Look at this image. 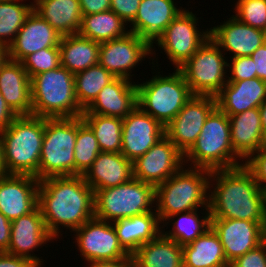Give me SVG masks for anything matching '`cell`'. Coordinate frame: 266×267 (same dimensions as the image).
Masks as SVG:
<instances>
[{
	"instance_id": "7",
	"label": "cell",
	"mask_w": 266,
	"mask_h": 267,
	"mask_svg": "<svg viewBox=\"0 0 266 267\" xmlns=\"http://www.w3.org/2000/svg\"><path fill=\"white\" fill-rule=\"evenodd\" d=\"M136 86L137 105L164 127L194 96L178 69L168 76L155 74L143 84L137 82Z\"/></svg>"
},
{
	"instance_id": "32",
	"label": "cell",
	"mask_w": 266,
	"mask_h": 267,
	"mask_svg": "<svg viewBox=\"0 0 266 267\" xmlns=\"http://www.w3.org/2000/svg\"><path fill=\"white\" fill-rule=\"evenodd\" d=\"M100 43L79 33L61 37L60 65L75 74L98 64Z\"/></svg>"
},
{
	"instance_id": "34",
	"label": "cell",
	"mask_w": 266,
	"mask_h": 267,
	"mask_svg": "<svg viewBox=\"0 0 266 267\" xmlns=\"http://www.w3.org/2000/svg\"><path fill=\"white\" fill-rule=\"evenodd\" d=\"M198 210L199 209L181 212L168 217L165 222H163V225H161L162 229L165 225H168L170 219L172 221L177 216V218H175L176 220L172 223V229L169 230V232H164L162 230V234L166 238L174 240L180 246L190 244L210 227V210H207V212L205 211V216H203L202 219L199 218L200 215H197Z\"/></svg>"
},
{
	"instance_id": "1",
	"label": "cell",
	"mask_w": 266,
	"mask_h": 267,
	"mask_svg": "<svg viewBox=\"0 0 266 267\" xmlns=\"http://www.w3.org/2000/svg\"><path fill=\"white\" fill-rule=\"evenodd\" d=\"M38 207L56 239L62 232L59 226L73 232L94 217V190L82 175L48 177L39 182Z\"/></svg>"
},
{
	"instance_id": "41",
	"label": "cell",
	"mask_w": 266,
	"mask_h": 267,
	"mask_svg": "<svg viewBox=\"0 0 266 267\" xmlns=\"http://www.w3.org/2000/svg\"><path fill=\"white\" fill-rule=\"evenodd\" d=\"M254 61L250 56H241L231 58V62L228 63L230 77L228 81H242L256 78V70L254 67Z\"/></svg>"
},
{
	"instance_id": "11",
	"label": "cell",
	"mask_w": 266,
	"mask_h": 267,
	"mask_svg": "<svg viewBox=\"0 0 266 267\" xmlns=\"http://www.w3.org/2000/svg\"><path fill=\"white\" fill-rule=\"evenodd\" d=\"M197 20L196 14L185 8L154 42L164 50L175 69H179L210 38V29L198 30Z\"/></svg>"
},
{
	"instance_id": "17",
	"label": "cell",
	"mask_w": 266,
	"mask_h": 267,
	"mask_svg": "<svg viewBox=\"0 0 266 267\" xmlns=\"http://www.w3.org/2000/svg\"><path fill=\"white\" fill-rule=\"evenodd\" d=\"M165 136V127L138 105L123 119L121 153L131 162Z\"/></svg>"
},
{
	"instance_id": "16",
	"label": "cell",
	"mask_w": 266,
	"mask_h": 267,
	"mask_svg": "<svg viewBox=\"0 0 266 267\" xmlns=\"http://www.w3.org/2000/svg\"><path fill=\"white\" fill-rule=\"evenodd\" d=\"M210 227L218 235L229 264L266 239V222L211 218Z\"/></svg>"
},
{
	"instance_id": "10",
	"label": "cell",
	"mask_w": 266,
	"mask_h": 267,
	"mask_svg": "<svg viewBox=\"0 0 266 267\" xmlns=\"http://www.w3.org/2000/svg\"><path fill=\"white\" fill-rule=\"evenodd\" d=\"M209 38L178 70L193 95L216 97L228 82V61ZM226 77V78H225Z\"/></svg>"
},
{
	"instance_id": "52",
	"label": "cell",
	"mask_w": 266,
	"mask_h": 267,
	"mask_svg": "<svg viewBox=\"0 0 266 267\" xmlns=\"http://www.w3.org/2000/svg\"><path fill=\"white\" fill-rule=\"evenodd\" d=\"M5 175H7V173L3 160V145H2V136L0 131V177H3Z\"/></svg>"
},
{
	"instance_id": "29",
	"label": "cell",
	"mask_w": 266,
	"mask_h": 267,
	"mask_svg": "<svg viewBox=\"0 0 266 267\" xmlns=\"http://www.w3.org/2000/svg\"><path fill=\"white\" fill-rule=\"evenodd\" d=\"M33 1V10L61 36L79 32L83 17L79 0Z\"/></svg>"
},
{
	"instance_id": "18",
	"label": "cell",
	"mask_w": 266,
	"mask_h": 267,
	"mask_svg": "<svg viewBox=\"0 0 266 267\" xmlns=\"http://www.w3.org/2000/svg\"><path fill=\"white\" fill-rule=\"evenodd\" d=\"M54 238L48 233L44 218L37 206L32 212L11 221L9 248L6 253L23 257L42 267L43 259L31 254ZM42 260V261H41Z\"/></svg>"
},
{
	"instance_id": "20",
	"label": "cell",
	"mask_w": 266,
	"mask_h": 267,
	"mask_svg": "<svg viewBox=\"0 0 266 267\" xmlns=\"http://www.w3.org/2000/svg\"><path fill=\"white\" fill-rule=\"evenodd\" d=\"M210 38L234 57L250 56L266 42V32L241 22L232 15L222 25L210 28Z\"/></svg>"
},
{
	"instance_id": "50",
	"label": "cell",
	"mask_w": 266,
	"mask_h": 267,
	"mask_svg": "<svg viewBox=\"0 0 266 267\" xmlns=\"http://www.w3.org/2000/svg\"><path fill=\"white\" fill-rule=\"evenodd\" d=\"M88 266L89 267H130L131 259L93 261V262H90Z\"/></svg>"
},
{
	"instance_id": "33",
	"label": "cell",
	"mask_w": 266,
	"mask_h": 267,
	"mask_svg": "<svg viewBox=\"0 0 266 267\" xmlns=\"http://www.w3.org/2000/svg\"><path fill=\"white\" fill-rule=\"evenodd\" d=\"M126 25L117 14L107 10L83 16L78 33L87 39L101 43L126 36L130 32L125 28Z\"/></svg>"
},
{
	"instance_id": "5",
	"label": "cell",
	"mask_w": 266,
	"mask_h": 267,
	"mask_svg": "<svg viewBox=\"0 0 266 267\" xmlns=\"http://www.w3.org/2000/svg\"><path fill=\"white\" fill-rule=\"evenodd\" d=\"M237 160L241 159L233 150L229 117L216 106L206 118L196 142L184 154V165L192 162L190 167L214 171L244 165V161Z\"/></svg>"
},
{
	"instance_id": "26",
	"label": "cell",
	"mask_w": 266,
	"mask_h": 267,
	"mask_svg": "<svg viewBox=\"0 0 266 267\" xmlns=\"http://www.w3.org/2000/svg\"><path fill=\"white\" fill-rule=\"evenodd\" d=\"M83 178L94 193L97 190L115 187L133 178V162L121 152H100Z\"/></svg>"
},
{
	"instance_id": "23",
	"label": "cell",
	"mask_w": 266,
	"mask_h": 267,
	"mask_svg": "<svg viewBox=\"0 0 266 267\" xmlns=\"http://www.w3.org/2000/svg\"><path fill=\"white\" fill-rule=\"evenodd\" d=\"M137 107L135 82L115 77L98 94L83 114H99L124 119Z\"/></svg>"
},
{
	"instance_id": "4",
	"label": "cell",
	"mask_w": 266,
	"mask_h": 267,
	"mask_svg": "<svg viewBox=\"0 0 266 267\" xmlns=\"http://www.w3.org/2000/svg\"><path fill=\"white\" fill-rule=\"evenodd\" d=\"M3 160L7 174L31 175L38 179L44 137V118L17 116L1 131Z\"/></svg>"
},
{
	"instance_id": "51",
	"label": "cell",
	"mask_w": 266,
	"mask_h": 267,
	"mask_svg": "<svg viewBox=\"0 0 266 267\" xmlns=\"http://www.w3.org/2000/svg\"><path fill=\"white\" fill-rule=\"evenodd\" d=\"M259 111H260V118L262 121L264 141L266 145V100L259 106Z\"/></svg>"
},
{
	"instance_id": "39",
	"label": "cell",
	"mask_w": 266,
	"mask_h": 267,
	"mask_svg": "<svg viewBox=\"0 0 266 267\" xmlns=\"http://www.w3.org/2000/svg\"><path fill=\"white\" fill-rule=\"evenodd\" d=\"M30 79L40 73L58 68L60 65V48H43L31 53L21 61Z\"/></svg>"
},
{
	"instance_id": "38",
	"label": "cell",
	"mask_w": 266,
	"mask_h": 267,
	"mask_svg": "<svg viewBox=\"0 0 266 267\" xmlns=\"http://www.w3.org/2000/svg\"><path fill=\"white\" fill-rule=\"evenodd\" d=\"M101 152L92 129L77 117V137L74 147L75 175H84Z\"/></svg>"
},
{
	"instance_id": "25",
	"label": "cell",
	"mask_w": 266,
	"mask_h": 267,
	"mask_svg": "<svg viewBox=\"0 0 266 267\" xmlns=\"http://www.w3.org/2000/svg\"><path fill=\"white\" fill-rule=\"evenodd\" d=\"M217 106L229 117L259 106L266 100V82L259 78L228 81L216 96Z\"/></svg>"
},
{
	"instance_id": "21",
	"label": "cell",
	"mask_w": 266,
	"mask_h": 267,
	"mask_svg": "<svg viewBox=\"0 0 266 267\" xmlns=\"http://www.w3.org/2000/svg\"><path fill=\"white\" fill-rule=\"evenodd\" d=\"M61 37L45 19L33 10L7 48L8 58L21 62L29 54L43 48L59 47Z\"/></svg>"
},
{
	"instance_id": "12",
	"label": "cell",
	"mask_w": 266,
	"mask_h": 267,
	"mask_svg": "<svg viewBox=\"0 0 266 267\" xmlns=\"http://www.w3.org/2000/svg\"><path fill=\"white\" fill-rule=\"evenodd\" d=\"M81 257L88 261L131 259L119 244L116 230L111 222L91 218L73 231Z\"/></svg>"
},
{
	"instance_id": "49",
	"label": "cell",
	"mask_w": 266,
	"mask_h": 267,
	"mask_svg": "<svg viewBox=\"0 0 266 267\" xmlns=\"http://www.w3.org/2000/svg\"><path fill=\"white\" fill-rule=\"evenodd\" d=\"M16 117V113L9 108L0 92V131H3L10 126Z\"/></svg>"
},
{
	"instance_id": "40",
	"label": "cell",
	"mask_w": 266,
	"mask_h": 267,
	"mask_svg": "<svg viewBox=\"0 0 266 267\" xmlns=\"http://www.w3.org/2000/svg\"><path fill=\"white\" fill-rule=\"evenodd\" d=\"M234 10L241 22L266 32V0H238Z\"/></svg>"
},
{
	"instance_id": "8",
	"label": "cell",
	"mask_w": 266,
	"mask_h": 267,
	"mask_svg": "<svg viewBox=\"0 0 266 267\" xmlns=\"http://www.w3.org/2000/svg\"><path fill=\"white\" fill-rule=\"evenodd\" d=\"M77 117L44 118V137L38 180L75 175L74 147Z\"/></svg>"
},
{
	"instance_id": "19",
	"label": "cell",
	"mask_w": 266,
	"mask_h": 267,
	"mask_svg": "<svg viewBox=\"0 0 266 267\" xmlns=\"http://www.w3.org/2000/svg\"><path fill=\"white\" fill-rule=\"evenodd\" d=\"M39 182L31 175L0 177V212L10 221L32 212L38 206Z\"/></svg>"
},
{
	"instance_id": "53",
	"label": "cell",
	"mask_w": 266,
	"mask_h": 267,
	"mask_svg": "<svg viewBox=\"0 0 266 267\" xmlns=\"http://www.w3.org/2000/svg\"><path fill=\"white\" fill-rule=\"evenodd\" d=\"M7 59H8L7 47L3 44H0V67Z\"/></svg>"
},
{
	"instance_id": "3",
	"label": "cell",
	"mask_w": 266,
	"mask_h": 267,
	"mask_svg": "<svg viewBox=\"0 0 266 267\" xmlns=\"http://www.w3.org/2000/svg\"><path fill=\"white\" fill-rule=\"evenodd\" d=\"M210 176V170L183 166L156 186L155 211L161 224L174 214L196 210L200 206L209 210Z\"/></svg>"
},
{
	"instance_id": "48",
	"label": "cell",
	"mask_w": 266,
	"mask_h": 267,
	"mask_svg": "<svg viewBox=\"0 0 266 267\" xmlns=\"http://www.w3.org/2000/svg\"><path fill=\"white\" fill-rule=\"evenodd\" d=\"M11 221L0 212V252H7L10 243Z\"/></svg>"
},
{
	"instance_id": "24",
	"label": "cell",
	"mask_w": 266,
	"mask_h": 267,
	"mask_svg": "<svg viewBox=\"0 0 266 267\" xmlns=\"http://www.w3.org/2000/svg\"><path fill=\"white\" fill-rule=\"evenodd\" d=\"M0 92L17 116L32 115L31 79L21 62L8 58L1 65Z\"/></svg>"
},
{
	"instance_id": "22",
	"label": "cell",
	"mask_w": 266,
	"mask_h": 267,
	"mask_svg": "<svg viewBox=\"0 0 266 267\" xmlns=\"http://www.w3.org/2000/svg\"><path fill=\"white\" fill-rule=\"evenodd\" d=\"M174 0H141L137 14L131 22V33L153 43L167 26L184 10Z\"/></svg>"
},
{
	"instance_id": "35",
	"label": "cell",
	"mask_w": 266,
	"mask_h": 267,
	"mask_svg": "<svg viewBox=\"0 0 266 267\" xmlns=\"http://www.w3.org/2000/svg\"><path fill=\"white\" fill-rule=\"evenodd\" d=\"M81 117L94 132L101 152H121L122 118L99 114H82Z\"/></svg>"
},
{
	"instance_id": "27",
	"label": "cell",
	"mask_w": 266,
	"mask_h": 267,
	"mask_svg": "<svg viewBox=\"0 0 266 267\" xmlns=\"http://www.w3.org/2000/svg\"><path fill=\"white\" fill-rule=\"evenodd\" d=\"M231 143L235 154L245 162L265 146L259 108L229 116Z\"/></svg>"
},
{
	"instance_id": "13",
	"label": "cell",
	"mask_w": 266,
	"mask_h": 267,
	"mask_svg": "<svg viewBox=\"0 0 266 267\" xmlns=\"http://www.w3.org/2000/svg\"><path fill=\"white\" fill-rule=\"evenodd\" d=\"M154 53L152 45L146 39L129 32L124 37L101 42L98 63L114 77L132 81L131 69L139 65L147 55Z\"/></svg>"
},
{
	"instance_id": "9",
	"label": "cell",
	"mask_w": 266,
	"mask_h": 267,
	"mask_svg": "<svg viewBox=\"0 0 266 267\" xmlns=\"http://www.w3.org/2000/svg\"><path fill=\"white\" fill-rule=\"evenodd\" d=\"M154 204L155 187L133 177L121 185L97 190L94 193V217L112 223L119 219L153 212Z\"/></svg>"
},
{
	"instance_id": "28",
	"label": "cell",
	"mask_w": 266,
	"mask_h": 267,
	"mask_svg": "<svg viewBox=\"0 0 266 267\" xmlns=\"http://www.w3.org/2000/svg\"><path fill=\"white\" fill-rule=\"evenodd\" d=\"M112 224L119 244L130 256L140 246L156 239L162 233L161 222L156 211L119 219Z\"/></svg>"
},
{
	"instance_id": "36",
	"label": "cell",
	"mask_w": 266,
	"mask_h": 267,
	"mask_svg": "<svg viewBox=\"0 0 266 267\" xmlns=\"http://www.w3.org/2000/svg\"><path fill=\"white\" fill-rule=\"evenodd\" d=\"M75 95L80 108L86 110L99 92L115 77L99 63L74 74Z\"/></svg>"
},
{
	"instance_id": "42",
	"label": "cell",
	"mask_w": 266,
	"mask_h": 267,
	"mask_svg": "<svg viewBox=\"0 0 266 267\" xmlns=\"http://www.w3.org/2000/svg\"><path fill=\"white\" fill-rule=\"evenodd\" d=\"M244 166L253 174L260 188L266 191V145L254 153Z\"/></svg>"
},
{
	"instance_id": "15",
	"label": "cell",
	"mask_w": 266,
	"mask_h": 267,
	"mask_svg": "<svg viewBox=\"0 0 266 267\" xmlns=\"http://www.w3.org/2000/svg\"><path fill=\"white\" fill-rule=\"evenodd\" d=\"M216 106V97L194 95L165 126V135L185 154L196 142L206 118Z\"/></svg>"
},
{
	"instance_id": "43",
	"label": "cell",
	"mask_w": 266,
	"mask_h": 267,
	"mask_svg": "<svg viewBox=\"0 0 266 267\" xmlns=\"http://www.w3.org/2000/svg\"><path fill=\"white\" fill-rule=\"evenodd\" d=\"M229 267H266V239L256 248L232 261Z\"/></svg>"
},
{
	"instance_id": "6",
	"label": "cell",
	"mask_w": 266,
	"mask_h": 267,
	"mask_svg": "<svg viewBox=\"0 0 266 267\" xmlns=\"http://www.w3.org/2000/svg\"><path fill=\"white\" fill-rule=\"evenodd\" d=\"M31 103L32 115L42 118H71L83 114L75 95L74 74L63 66L31 79Z\"/></svg>"
},
{
	"instance_id": "14",
	"label": "cell",
	"mask_w": 266,
	"mask_h": 267,
	"mask_svg": "<svg viewBox=\"0 0 266 267\" xmlns=\"http://www.w3.org/2000/svg\"><path fill=\"white\" fill-rule=\"evenodd\" d=\"M184 166V154L165 135L133 161V177L153 185L165 182Z\"/></svg>"
},
{
	"instance_id": "30",
	"label": "cell",
	"mask_w": 266,
	"mask_h": 267,
	"mask_svg": "<svg viewBox=\"0 0 266 267\" xmlns=\"http://www.w3.org/2000/svg\"><path fill=\"white\" fill-rule=\"evenodd\" d=\"M133 267H183L182 246L162 233L131 255Z\"/></svg>"
},
{
	"instance_id": "2",
	"label": "cell",
	"mask_w": 266,
	"mask_h": 267,
	"mask_svg": "<svg viewBox=\"0 0 266 267\" xmlns=\"http://www.w3.org/2000/svg\"><path fill=\"white\" fill-rule=\"evenodd\" d=\"M209 185L211 218L266 222V191L244 165L211 171Z\"/></svg>"
},
{
	"instance_id": "45",
	"label": "cell",
	"mask_w": 266,
	"mask_h": 267,
	"mask_svg": "<svg viewBox=\"0 0 266 267\" xmlns=\"http://www.w3.org/2000/svg\"><path fill=\"white\" fill-rule=\"evenodd\" d=\"M111 0H79L82 16L110 10Z\"/></svg>"
},
{
	"instance_id": "31",
	"label": "cell",
	"mask_w": 266,
	"mask_h": 267,
	"mask_svg": "<svg viewBox=\"0 0 266 267\" xmlns=\"http://www.w3.org/2000/svg\"><path fill=\"white\" fill-rule=\"evenodd\" d=\"M183 267H229L218 235L209 227L190 244L182 246Z\"/></svg>"
},
{
	"instance_id": "47",
	"label": "cell",
	"mask_w": 266,
	"mask_h": 267,
	"mask_svg": "<svg viewBox=\"0 0 266 267\" xmlns=\"http://www.w3.org/2000/svg\"><path fill=\"white\" fill-rule=\"evenodd\" d=\"M0 267H38L27 258L0 252Z\"/></svg>"
},
{
	"instance_id": "37",
	"label": "cell",
	"mask_w": 266,
	"mask_h": 267,
	"mask_svg": "<svg viewBox=\"0 0 266 267\" xmlns=\"http://www.w3.org/2000/svg\"><path fill=\"white\" fill-rule=\"evenodd\" d=\"M23 0L0 1V44L7 48L14 41L26 18L33 11V3L22 4Z\"/></svg>"
},
{
	"instance_id": "46",
	"label": "cell",
	"mask_w": 266,
	"mask_h": 267,
	"mask_svg": "<svg viewBox=\"0 0 266 267\" xmlns=\"http://www.w3.org/2000/svg\"><path fill=\"white\" fill-rule=\"evenodd\" d=\"M250 57L255 63L256 77L266 82V42L253 52Z\"/></svg>"
},
{
	"instance_id": "44",
	"label": "cell",
	"mask_w": 266,
	"mask_h": 267,
	"mask_svg": "<svg viewBox=\"0 0 266 267\" xmlns=\"http://www.w3.org/2000/svg\"><path fill=\"white\" fill-rule=\"evenodd\" d=\"M140 2L141 0H111L110 10L128 24L134 20Z\"/></svg>"
}]
</instances>
